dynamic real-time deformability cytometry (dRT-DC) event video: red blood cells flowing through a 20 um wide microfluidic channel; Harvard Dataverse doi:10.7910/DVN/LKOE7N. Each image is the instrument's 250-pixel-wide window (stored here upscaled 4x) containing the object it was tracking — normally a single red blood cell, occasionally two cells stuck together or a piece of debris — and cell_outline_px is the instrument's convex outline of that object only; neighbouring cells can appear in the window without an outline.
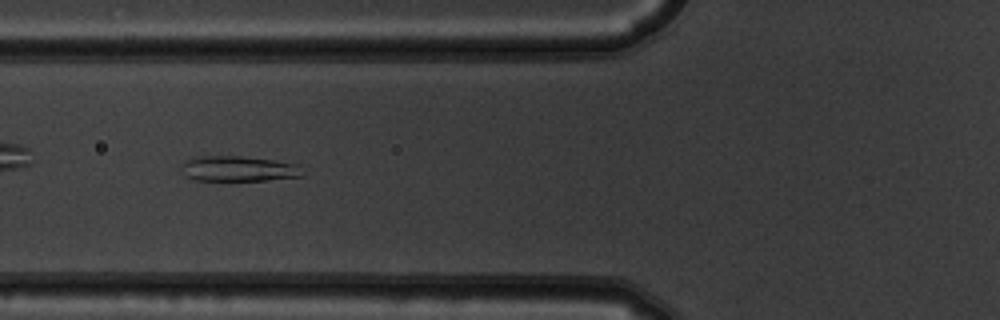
{"species": "common noctule bat (a hibernating species)", "species_latin": "Nyctalus noctula", "temperature_condition": "warm", "stored_images_in_passage": 9, "camera_frame_rate_fps": 3000, "um_per_image_px": 0.085, "animal": {"sex": "male", "body_mass_g": 19.5, "forearm_length_mm": 54.6}, "frame": {"image": 1, "passage_image": 6, "time_ms": 1.667, "image_size_px": [1000, 320], "cell_outline_px": [[304, 176], [268, 180], [196, 180], [184, 176], [180, 168], [180, 164], [192, 156], [240, 156], [272, 160], [300, 164]], "centroid_in_image_um": [20.24, 14.33], "position_along_channel_um": 105.6, "area_um2": 18.15}}
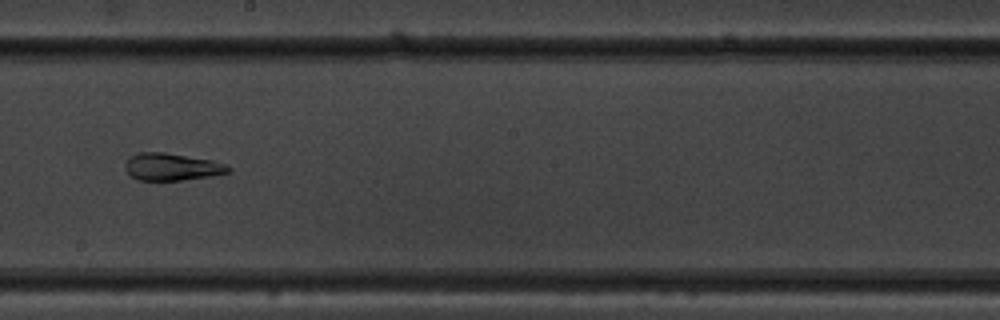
{"frame": {"image": 2, "passage_image": 9, "time_ms": 2.667, "image_size_px": [1000, 320], "cell_outline_px": [[232, 168], [228, 172], [212, 176], [180, 180], [140, 180], [132, 176], [124, 168], [124, 164], [128, 156], [136, 152], [164, 152], [212, 160], [228, 164]], "centroid_in_image_um": [14.59, 14.16], "position_along_channel_um": 233.6, "area_um2": 16.53}}